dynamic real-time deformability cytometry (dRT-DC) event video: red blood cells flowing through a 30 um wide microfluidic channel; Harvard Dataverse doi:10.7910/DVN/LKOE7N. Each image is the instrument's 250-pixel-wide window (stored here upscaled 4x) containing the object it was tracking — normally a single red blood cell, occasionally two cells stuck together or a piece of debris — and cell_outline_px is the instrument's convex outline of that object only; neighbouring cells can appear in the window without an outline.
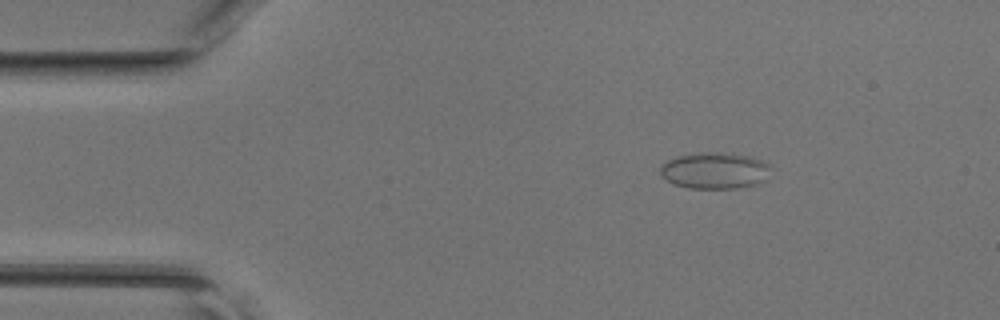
{"species": "common noctule bat (a hibernating species)", "species_latin": "Nyctalus noctula", "temperature_condition": "room temperature", "stored_images_in_passage": 41, "camera_frame_rate_fps": 3000, "um_per_image_px": 0.085, "animal": {"sex": "female", "body_mass_g": 17.0, "forearm_length_mm": 48.0}, "frame": {"image": 1, "passage_image": 2, "time_ms": 0.333, "image_size_px": [1000, 320], "cell_outline_px": [[772, 164], [768, 180], [756, 184], [736, 188], [688, 188], [672, 184], [660, 176], [660, 164], [676, 156], [700, 152], [720, 152], [748, 156]], "centroid_in_image_um": [60.75, 14.5], "position_along_channel_um": 24.3, "area_um2": 23.87}}
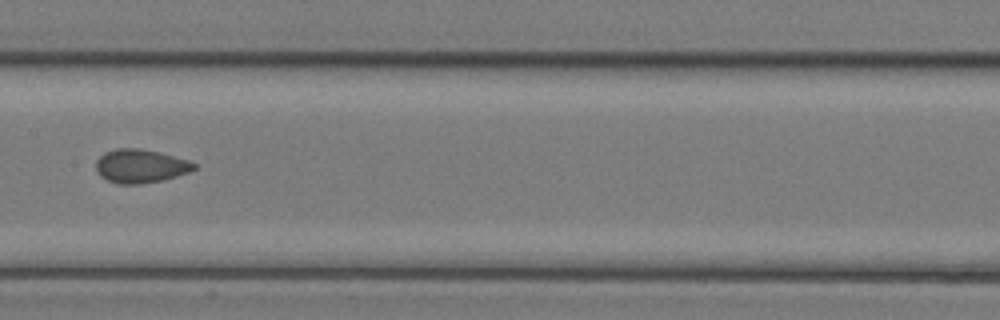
{"frame": {"image": 2, "passage_image": 18, "time_ms": 5.667, "image_size_px": [1000, 320], "cell_outline_px": [[196, 168], [188, 172], [164, 180], [140, 184], [120, 184], [108, 180], [100, 176], [96, 172], [96, 160], [104, 152], [116, 148], [140, 148], [160, 152], [188, 160], [196, 164]], "centroid_in_image_um": [11.92, 14.11], "position_along_channel_um": 195.5, "area_um2": 19.31}}
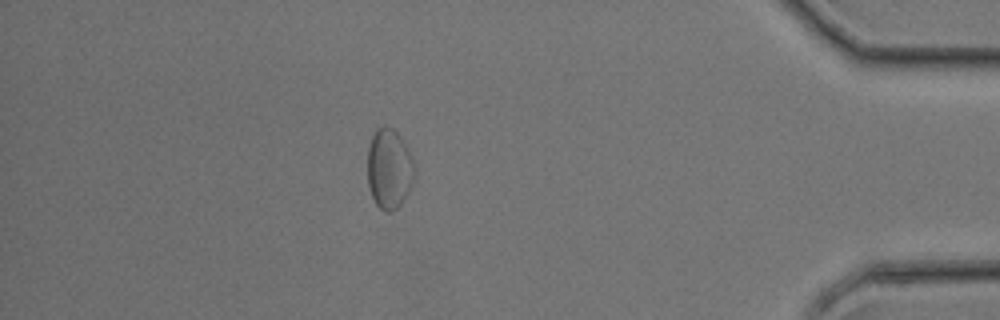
{"frame": {"image": 3, "passage_image": 35, "time_ms": 11.333, "image_size_px": [1000, 320], "cell_outline_px": [[416, 168], [408, 192], [404, 200], [392, 212], [384, 212], [376, 204], [372, 196], [368, 184], [368, 148], [372, 136], [376, 128], [384, 124], [392, 128], [400, 136], [408, 148], [412, 156]], "centroid_in_image_um": [33.08, 14.33], "position_along_channel_um": 402.1, "area_um2": 22.08}}